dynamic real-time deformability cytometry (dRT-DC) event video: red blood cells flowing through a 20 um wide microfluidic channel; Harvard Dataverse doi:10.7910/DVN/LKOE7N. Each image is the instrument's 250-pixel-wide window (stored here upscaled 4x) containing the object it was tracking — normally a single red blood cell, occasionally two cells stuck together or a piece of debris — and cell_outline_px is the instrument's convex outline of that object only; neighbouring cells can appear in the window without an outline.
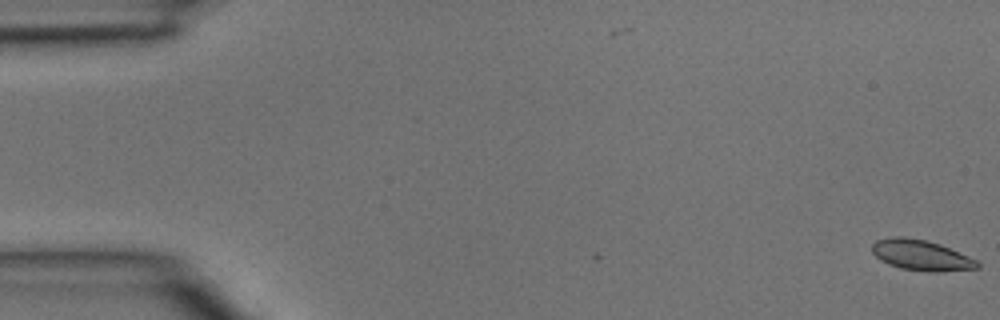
{"species": "common noctule bat (a hibernating species)", "species_latin": "Nyctalus noctula", "temperature_condition": "room temperature", "stored_images_in_passage": 4, "camera_frame_rate_fps": 3000, "um_per_image_px": 0.085, "animal": {"sex": "male", "body_mass_g": 15.6}, "frame": {"image": 1, "passage_image": 1, "time_ms": 0.0, "image_size_px": [1000, 320], "cell_outline_px": [[980, 268], [940, 272], [928, 272], [900, 268], [888, 264], [880, 260], [872, 252], [872, 244], [876, 240], [892, 236], [904, 236], [924, 240], [940, 244], [968, 256], [976, 260], [980, 264]], "centroid_in_image_um": [78.28, 21.7], "position_along_channel_um": 6.7, "area_um2": 18.84}}
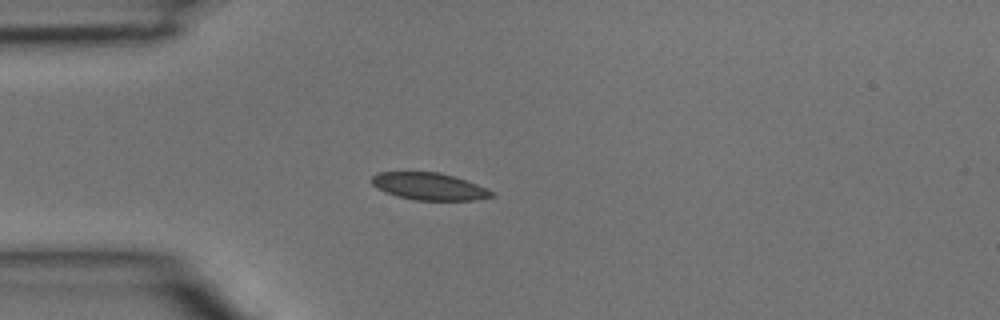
{"frame": {"image": 2, "passage_image": 4, "time_ms": 1.0, "image_size_px": [1000, 320], "cell_outline_px": [[496, 196], [476, 200], [416, 200], [396, 196], [384, 192], [372, 184], [368, 180], [376, 172], [440, 172], [456, 176], [488, 188], [496, 192]], "centroid_in_image_um": [36.5, 15.84], "position_along_channel_um": 48.5, "area_um2": 19.42}}